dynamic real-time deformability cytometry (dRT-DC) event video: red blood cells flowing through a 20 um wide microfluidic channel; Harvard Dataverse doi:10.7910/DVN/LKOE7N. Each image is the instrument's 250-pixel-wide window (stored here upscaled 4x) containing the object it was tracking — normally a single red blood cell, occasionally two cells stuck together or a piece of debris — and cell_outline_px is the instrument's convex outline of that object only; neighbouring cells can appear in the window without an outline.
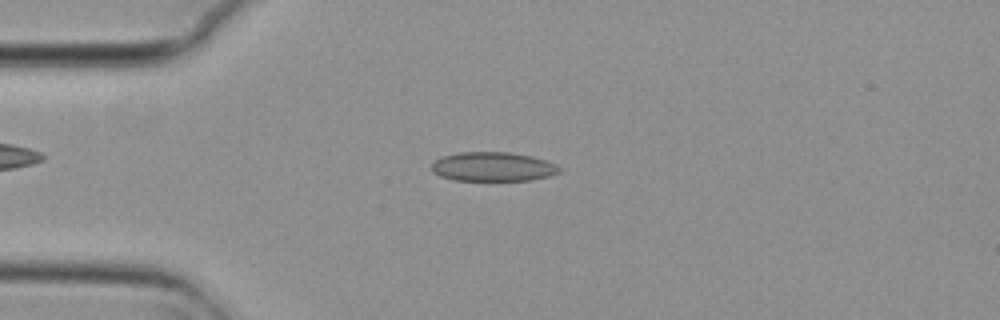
{"species": "common noctule bat (a hibernating species)", "species_latin": "Nyctalus noctula", "temperature_condition": "cold", "stored_images_in_passage": 6, "camera_frame_rate_fps": 3000, "um_per_image_px": 0.085, "animal": {"sex": "female", "body_mass_g": 29.2, "forearm_length_mm": 56.3}, "frame": {"image": 1, "passage_image": 5, "time_ms": 1.333, "image_size_px": [1000, 320], "cell_outline_px": [[564, 168], [560, 172], [548, 176], [532, 180], [452, 180], [440, 176], [432, 172], [432, 164], [436, 160], [444, 156], [460, 152], [512, 152], [532, 156], [556, 164]], "centroid_in_image_um": [41.93, 14.17], "position_along_channel_um": 43.1, "area_um2": 21.79}}